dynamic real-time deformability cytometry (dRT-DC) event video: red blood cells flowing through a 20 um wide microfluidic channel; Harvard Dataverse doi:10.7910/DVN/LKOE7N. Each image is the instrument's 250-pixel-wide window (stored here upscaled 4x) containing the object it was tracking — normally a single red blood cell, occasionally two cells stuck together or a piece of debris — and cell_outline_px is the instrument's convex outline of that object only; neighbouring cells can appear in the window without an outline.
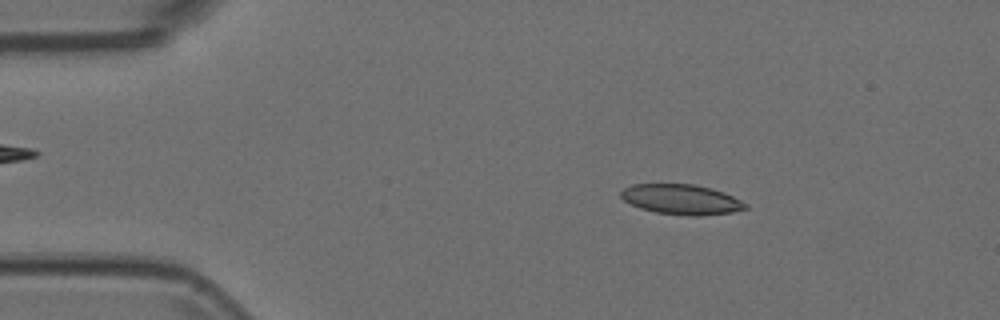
{"species": "Egyptian fruit bat (a non-hibernating species)", "species_latin": "Rousettus aegyptiacus", "temperature_condition": "room temperature", "stored_images_in_passage": 52, "camera_frame_rate_fps": 3000, "um_per_image_px": 0.085, "animal": {"sex": "female"}, "frame": {"image": 1, "passage_image": 8, "time_ms": 2.333, "image_size_px": [1000, 320], "cell_outline_px": [[748, 208], [732, 212], [700, 216], [688, 216], [656, 212], [640, 208], [624, 200], [620, 196], [620, 192], [624, 188], [632, 184], [696, 184], [712, 188], [724, 192], [748, 204]], "centroid_in_image_um": [57.93, 16.95], "position_along_channel_um": 27.1, "area_um2": 21.91}}
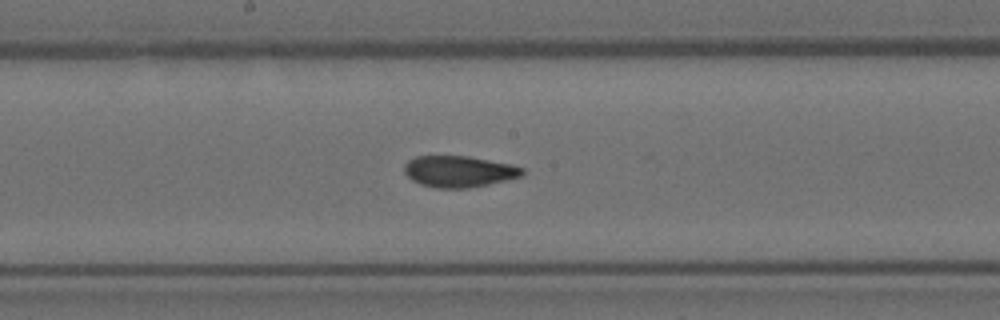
{"frame": {"image": 2, "passage_image": 27, "time_ms": 8.667, "image_size_px": [1000, 320], "cell_outline_px": [[524, 176], [488, 184], [468, 188], [436, 188], [420, 184], [412, 180], [404, 172], [404, 164], [408, 160], [416, 156], [468, 156], [508, 164], [524, 168]], "centroid_in_image_um": [38.99, 14.58], "position_along_channel_um": 209.2, "area_um2": 21.5}}
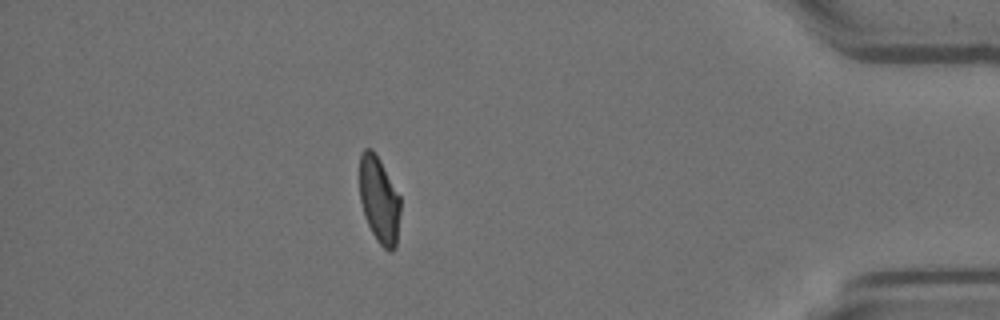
{"frame": {"image": 3, "passage_image": 46, "time_ms": 15.0, "image_size_px": [1000, 320], "cell_outline_px": [[400, 212], [396, 248], [388, 252], [376, 240], [364, 216], [360, 200], [360, 156], [364, 148], [372, 148], [376, 152], [400, 196]], "centroid_in_image_um": [32.23, 16.98], "position_along_channel_um": 403.0, "area_um2": 20.75}}